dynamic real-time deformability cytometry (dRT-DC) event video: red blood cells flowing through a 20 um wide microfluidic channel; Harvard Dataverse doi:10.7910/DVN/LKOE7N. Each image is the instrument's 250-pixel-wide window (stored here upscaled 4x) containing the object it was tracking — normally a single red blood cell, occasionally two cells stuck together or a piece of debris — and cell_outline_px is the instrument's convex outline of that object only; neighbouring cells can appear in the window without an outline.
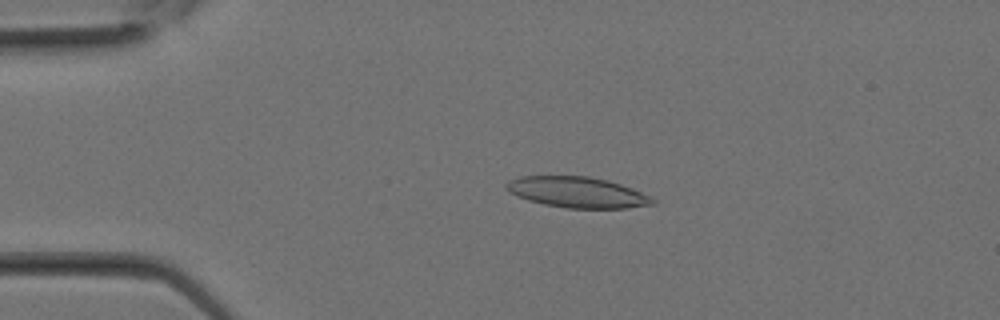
{"species": "Egyptian fruit bat (a non-hibernating species)", "species_latin": "Rousettus aegyptiacus", "temperature_condition": "room temperature", "stored_images_in_passage": 17, "camera_frame_rate_fps": 3000, "um_per_image_px": 0.085, "animal": {"sex": "female"}, "frame": {"image": 1, "passage_image": 6, "time_ms": 1.667, "image_size_px": [1000, 320], "cell_outline_px": [[656, 204], [628, 208], [568, 208], [544, 204], [528, 200], [508, 192], [504, 188], [504, 184], [508, 180], [520, 176], [588, 176], [608, 180], [632, 188], [656, 200]], "centroid_in_image_um": [49.04, 16.34], "position_along_channel_um": 36.0, "area_um2": 26.3}}
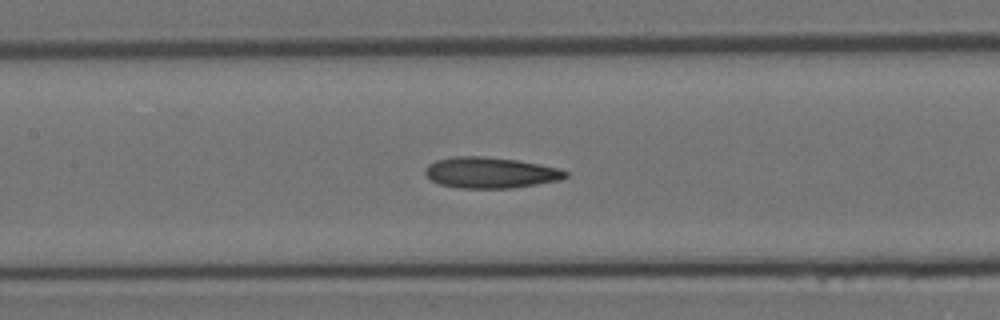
{"frame": {"image": 2, "passage_image": 13, "time_ms": 4.0, "image_size_px": [1000, 320], "cell_outline_px": [[568, 176], [560, 180], [512, 188], [456, 188], [440, 184], [432, 180], [424, 172], [424, 168], [428, 164], [436, 160], [452, 156], [480, 156], [516, 160], [560, 168], [568, 172]], "centroid_in_image_um": [41.67, 14.67], "position_along_channel_um": 165.7, "area_um2": 25.32}}
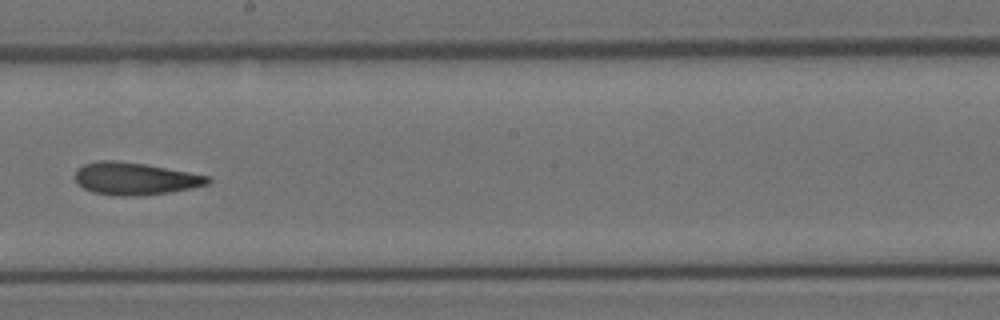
{"frame": {"image": 3, "passage_image": 16, "time_ms": 5.0, "image_size_px": [1000, 320], "cell_outline_px": [[212, 180], [208, 184], [168, 192], [140, 196], [116, 196], [92, 192], [76, 184], [76, 168], [84, 164], [100, 160], [116, 160], [144, 164], [188, 172], [208, 176]], "centroid_in_image_um": [11.42, 15.19], "position_along_channel_um": 236.8, "area_um2": 24.91}}